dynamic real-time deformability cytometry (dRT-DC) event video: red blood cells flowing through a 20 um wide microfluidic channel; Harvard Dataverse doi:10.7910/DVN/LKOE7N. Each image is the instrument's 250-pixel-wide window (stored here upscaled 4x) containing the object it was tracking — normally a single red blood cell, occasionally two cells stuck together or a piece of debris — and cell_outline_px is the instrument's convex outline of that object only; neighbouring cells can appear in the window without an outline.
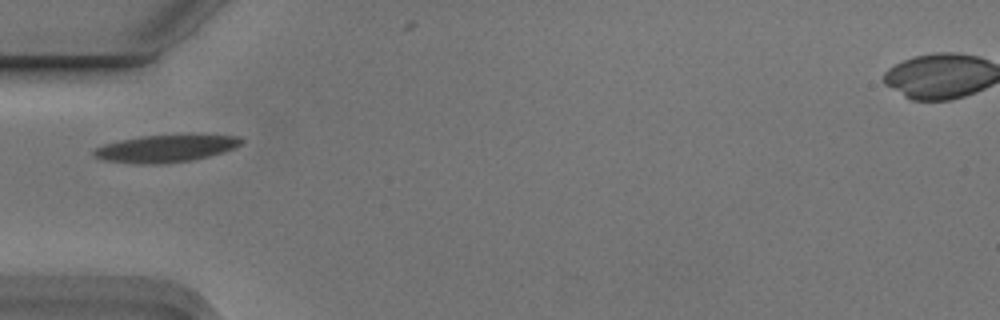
{"species": "Egyptian fruit bat (a non-hibernating species)", "species_latin": "Rousettus aegyptiacus", "temperature_condition": "cold", "stored_images_in_passage": 2, "camera_frame_rate_fps": 3000, "um_per_image_px": 0.085, "animal": {"sex": "male"}, "frame": {"image": 1, "passage_image": 1, "time_ms": 0.0, "image_size_px": [1000, 320], "cell_outline_px": [[244, 140], [240, 144], [232, 148], [208, 156], [192, 160], [164, 164], [136, 164], [104, 160], [92, 156], [92, 152], [96, 148], [104, 144], [120, 140], [140, 136], [240, 136]], "centroid_in_image_um": [13.98, 12.65], "position_along_channel_um": 71.0, "area_um2": 22.89}}